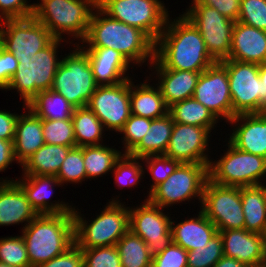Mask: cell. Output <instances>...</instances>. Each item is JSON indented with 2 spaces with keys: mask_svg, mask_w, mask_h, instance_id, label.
Instances as JSON below:
<instances>
[{
  "mask_svg": "<svg viewBox=\"0 0 266 267\" xmlns=\"http://www.w3.org/2000/svg\"><path fill=\"white\" fill-rule=\"evenodd\" d=\"M0 267H12V266H9L8 264H5L3 262H0Z\"/></svg>",
  "mask_w": 266,
  "mask_h": 267,
  "instance_id": "cell-55",
  "label": "cell"
},
{
  "mask_svg": "<svg viewBox=\"0 0 266 267\" xmlns=\"http://www.w3.org/2000/svg\"><path fill=\"white\" fill-rule=\"evenodd\" d=\"M32 15L33 4H27V0H0V21L24 19Z\"/></svg>",
  "mask_w": 266,
  "mask_h": 267,
  "instance_id": "cell-47",
  "label": "cell"
},
{
  "mask_svg": "<svg viewBox=\"0 0 266 267\" xmlns=\"http://www.w3.org/2000/svg\"><path fill=\"white\" fill-rule=\"evenodd\" d=\"M78 46L60 60L51 88L75 108L87 106L98 87L88 55Z\"/></svg>",
  "mask_w": 266,
  "mask_h": 267,
  "instance_id": "cell-8",
  "label": "cell"
},
{
  "mask_svg": "<svg viewBox=\"0 0 266 267\" xmlns=\"http://www.w3.org/2000/svg\"><path fill=\"white\" fill-rule=\"evenodd\" d=\"M121 152L105 145L83 146L86 179L96 178L114 169Z\"/></svg>",
  "mask_w": 266,
  "mask_h": 267,
  "instance_id": "cell-36",
  "label": "cell"
},
{
  "mask_svg": "<svg viewBox=\"0 0 266 267\" xmlns=\"http://www.w3.org/2000/svg\"><path fill=\"white\" fill-rule=\"evenodd\" d=\"M142 162H146L147 169L153 178V182L150 188V192L160 183L167 180V178L176 170L179 161L173 158L166 157L165 155H148L141 158Z\"/></svg>",
  "mask_w": 266,
  "mask_h": 267,
  "instance_id": "cell-45",
  "label": "cell"
},
{
  "mask_svg": "<svg viewBox=\"0 0 266 267\" xmlns=\"http://www.w3.org/2000/svg\"><path fill=\"white\" fill-rule=\"evenodd\" d=\"M228 151L216 162L209 163L208 179L232 187L261 185L266 176V159L236 148L228 141ZM261 179V180H259Z\"/></svg>",
  "mask_w": 266,
  "mask_h": 267,
  "instance_id": "cell-9",
  "label": "cell"
},
{
  "mask_svg": "<svg viewBox=\"0 0 266 267\" xmlns=\"http://www.w3.org/2000/svg\"><path fill=\"white\" fill-rule=\"evenodd\" d=\"M201 203V211L218 231L244 229L241 187L223 186L207 179Z\"/></svg>",
  "mask_w": 266,
  "mask_h": 267,
  "instance_id": "cell-12",
  "label": "cell"
},
{
  "mask_svg": "<svg viewBox=\"0 0 266 267\" xmlns=\"http://www.w3.org/2000/svg\"><path fill=\"white\" fill-rule=\"evenodd\" d=\"M87 107L104 128L119 132L131 116L130 79L116 85L98 86Z\"/></svg>",
  "mask_w": 266,
  "mask_h": 267,
  "instance_id": "cell-16",
  "label": "cell"
},
{
  "mask_svg": "<svg viewBox=\"0 0 266 267\" xmlns=\"http://www.w3.org/2000/svg\"><path fill=\"white\" fill-rule=\"evenodd\" d=\"M22 179L15 180V182L23 189L28 202L39 215L73 213L74 208L71 205L69 206L68 203L62 201L54 204L49 203L48 199L50 195L52 196L53 187L61 185L55 176L24 175Z\"/></svg>",
  "mask_w": 266,
  "mask_h": 267,
  "instance_id": "cell-22",
  "label": "cell"
},
{
  "mask_svg": "<svg viewBox=\"0 0 266 267\" xmlns=\"http://www.w3.org/2000/svg\"><path fill=\"white\" fill-rule=\"evenodd\" d=\"M173 126L174 121L169 113L163 117L152 119L150 129L129 155L138 158L148 155H164Z\"/></svg>",
  "mask_w": 266,
  "mask_h": 267,
  "instance_id": "cell-30",
  "label": "cell"
},
{
  "mask_svg": "<svg viewBox=\"0 0 266 267\" xmlns=\"http://www.w3.org/2000/svg\"><path fill=\"white\" fill-rule=\"evenodd\" d=\"M61 184L67 182L78 183L86 179V170L83 159V147H73L64 159L57 175Z\"/></svg>",
  "mask_w": 266,
  "mask_h": 267,
  "instance_id": "cell-40",
  "label": "cell"
},
{
  "mask_svg": "<svg viewBox=\"0 0 266 267\" xmlns=\"http://www.w3.org/2000/svg\"><path fill=\"white\" fill-rule=\"evenodd\" d=\"M161 209L163 208L149 200L144 201L140 207L129 208V230L146 242L152 256L162 252L173 242L172 219Z\"/></svg>",
  "mask_w": 266,
  "mask_h": 267,
  "instance_id": "cell-15",
  "label": "cell"
},
{
  "mask_svg": "<svg viewBox=\"0 0 266 267\" xmlns=\"http://www.w3.org/2000/svg\"><path fill=\"white\" fill-rule=\"evenodd\" d=\"M37 267H83V253L75 243L64 253Z\"/></svg>",
  "mask_w": 266,
  "mask_h": 267,
  "instance_id": "cell-48",
  "label": "cell"
},
{
  "mask_svg": "<svg viewBox=\"0 0 266 267\" xmlns=\"http://www.w3.org/2000/svg\"><path fill=\"white\" fill-rule=\"evenodd\" d=\"M0 262L12 267H30L26 245L22 236L0 239Z\"/></svg>",
  "mask_w": 266,
  "mask_h": 267,
  "instance_id": "cell-41",
  "label": "cell"
},
{
  "mask_svg": "<svg viewBox=\"0 0 266 267\" xmlns=\"http://www.w3.org/2000/svg\"><path fill=\"white\" fill-rule=\"evenodd\" d=\"M80 47L89 58V62L98 86L116 85L130 79L126 75L130 62L120 52L112 48Z\"/></svg>",
  "mask_w": 266,
  "mask_h": 267,
  "instance_id": "cell-20",
  "label": "cell"
},
{
  "mask_svg": "<svg viewBox=\"0 0 266 267\" xmlns=\"http://www.w3.org/2000/svg\"><path fill=\"white\" fill-rule=\"evenodd\" d=\"M152 267H187V251L172 242L162 252L152 256Z\"/></svg>",
  "mask_w": 266,
  "mask_h": 267,
  "instance_id": "cell-46",
  "label": "cell"
},
{
  "mask_svg": "<svg viewBox=\"0 0 266 267\" xmlns=\"http://www.w3.org/2000/svg\"><path fill=\"white\" fill-rule=\"evenodd\" d=\"M197 216L196 218L185 219L176 226L171 221L173 243L181 246L186 251L206 246L208 241L218 234L217 227L202 211Z\"/></svg>",
  "mask_w": 266,
  "mask_h": 267,
  "instance_id": "cell-27",
  "label": "cell"
},
{
  "mask_svg": "<svg viewBox=\"0 0 266 267\" xmlns=\"http://www.w3.org/2000/svg\"><path fill=\"white\" fill-rule=\"evenodd\" d=\"M239 121L242 124L233 129L229 141L239 150L266 159V112L236 115L229 122Z\"/></svg>",
  "mask_w": 266,
  "mask_h": 267,
  "instance_id": "cell-21",
  "label": "cell"
},
{
  "mask_svg": "<svg viewBox=\"0 0 266 267\" xmlns=\"http://www.w3.org/2000/svg\"><path fill=\"white\" fill-rule=\"evenodd\" d=\"M0 22V44L17 59L31 58L55 39L33 16L24 19H5Z\"/></svg>",
  "mask_w": 266,
  "mask_h": 267,
  "instance_id": "cell-14",
  "label": "cell"
},
{
  "mask_svg": "<svg viewBox=\"0 0 266 267\" xmlns=\"http://www.w3.org/2000/svg\"><path fill=\"white\" fill-rule=\"evenodd\" d=\"M141 158L130 156L129 154H122L114 165L115 182L118 187L128 186L132 187L139 183L142 174L144 173L143 166L139 163Z\"/></svg>",
  "mask_w": 266,
  "mask_h": 267,
  "instance_id": "cell-39",
  "label": "cell"
},
{
  "mask_svg": "<svg viewBox=\"0 0 266 267\" xmlns=\"http://www.w3.org/2000/svg\"><path fill=\"white\" fill-rule=\"evenodd\" d=\"M193 97L217 119L220 116L228 122L233 119L228 73L220 62L201 72Z\"/></svg>",
  "mask_w": 266,
  "mask_h": 267,
  "instance_id": "cell-17",
  "label": "cell"
},
{
  "mask_svg": "<svg viewBox=\"0 0 266 267\" xmlns=\"http://www.w3.org/2000/svg\"><path fill=\"white\" fill-rule=\"evenodd\" d=\"M97 5L117 21L143 31L154 43L169 17L159 0H97Z\"/></svg>",
  "mask_w": 266,
  "mask_h": 267,
  "instance_id": "cell-10",
  "label": "cell"
},
{
  "mask_svg": "<svg viewBox=\"0 0 266 267\" xmlns=\"http://www.w3.org/2000/svg\"><path fill=\"white\" fill-rule=\"evenodd\" d=\"M241 203L246 229L249 232L266 233V185L241 187Z\"/></svg>",
  "mask_w": 266,
  "mask_h": 267,
  "instance_id": "cell-29",
  "label": "cell"
},
{
  "mask_svg": "<svg viewBox=\"0 0 266 267\" xmlns=\"http://www.w3.org/2000/svg\"><path fill=\"white\" fill-rule=\"evenodd\" d=\"M19 115L0 110V139L13 141Z\"/></svg>",
  "mask_w": 266,
  "mask_h": 267,
  "instance_id": "cell-51",
  "label": "cell"
},
{
  "mask_svg": "<svg viewBox=\"0 0 266 267\" xmlns=\"http://www.w3.org/2000/svg\"><path fill=\"white\" fill-rule=\"evenodd\" d=\"M97 0H41L33 4V17L41 22L55 37L62 34L83 40Z\"/></svg>",
  "mask_w": 266,
  "mask_h": 267,
  "instance_id": "cell-4",
  "label": "cell"
},
{
  "mask_svg": "<svg viewBox=\"0 0 266 267\" xmlns=\"http://www.w3.org/2000/svg\"><path fill=\"white\" fill-rule=\"evenodd\" d=\"M92 12L86 37L82 43L89 47L112 48L133 64H141L155 58V43L141 30L117 21L98 5Z\"/></svg>",
  "mask_w": 266,
  "mask_h": 267,
  "instance_id": "cell-2",
  "label": "cell"
},
{
  "mask_svg": "<svg viewBox=\"0 0 266 267\" xmlns=\"http://www.w3.org/2000/svg\"><path fill=\"white\" fill-rule=\"evenodd\" d=\"M38 215L14 180L0 182V226L26 222V227Z\"/></svg>",
  "mask_w": 266,
  "mask_h": 267,
  "instance_id": "cell-24",
  "label": "cell"
},
{
  "mask_svg": "<svg viewBox=\"0 0 266 267\" xmlns=\"http://www.w3.org/2000/svg\"><path fill=\"white\" fill-rule=\"evenodd\" d=\"M259 78L266 84V61L258 64Z\"/></svg>",
  "mask_w": 266,
  "mask_h": 267,
  "instance_id": "cell-54",
  "label": "cell"
},
{
  "mask_svg": "<svg viewBox=\"0 0 266 267\" xmlns=\"http://www.w3.org/2000/svg\"><path fill=\"white\" fill-rule=\"evenodd\" d=\"M264 236H265V248H266V233H265V235H264Z\"/></svg>",
  "mask_w": 266,
  "mask_h": 267,
  "instance_id": "cell-56",
  "label": "cell"
},
{
  "mask_svg": "<svg viewBox=\"0 0 266 267\" xmlns=\"http://www.w3.org/2000/svg\"><path fill=\"white\" fill-rule=\"evenodd\" d=\"M157 69L159 88L166 105L193 97L201 72L166 69L156 58L151 65ZM159 74V75H158Z\"/></svg>",
  "mask_w": 266,
  "mask_h": 267,
  "instance_id": "cell-25",
  "label": "cell"
},
{
  "mask_svg": "<svg viewBox=\"0 0 266 267\" xmlns=\"http://www.w3.org/2000/svg\"><path fill=\"white\" fill-rule=\"evenodd\" d=\"M121 204L112 199L88 225L74 208V243L81 249L116 245L129 230V207Z\"/></svg>",
  "mask_w": 266,
  "mask_h": 267,
  "instance_id": "cell-5",
  "label": "cell"
},
{
  "mask_svg": "<svg viewBox=\"0 0 266 267\" xmlns=\"http://www.w3.org/2000/svg\"><path fill=\"white\" fill-rule=\"evenodd\" d=\"M147 83L134 86L130 78L131 114L151 120L165 116L169 107L164 101L160 88L157 86L156 89Z\"/></svg>",
  "mask_w": 266,
  "mask_h": 267,
  "instance_id": "cell-28",
  "label": "cell"
},
{
  "mask_svg": "<svg viewBox=\"0 0 266 267\" xmlns=\"http://www.w3.org/2000/svg\"><path fill=\"white\" fill-rule=\"evenodd\" d=\"M151 121V119L131 114L119 131L124 134L122 142L125 145V154H129L141 142L150 129Z\"/></svg>",
  "mask_w": 266,
  "mask_h": 267,
  "instance_id": "cell-43",
  "label": "cell"
},
{
  "mask_svg": "<svg viewBox=\"0 0 266 267\" xmlns=\"http://www.w3.org/2000/svg\"><path fill=\"white\" fill-rule=\"evenodd\" d=\"M183 15L199 30L210 56L220 62L229 57L235 21L217 9L204 4H191Z\"/></svg>",
  "mask_w": 266,
  "mask_h": 267,
  "instance_id": "cell-13",
  "label": "cell"
},
{
  "mask_svg": "<svg viewBox=\"0 0 266 267\" xmlns=\"http://www.w3.org/2000/svg\"><path fill=\"white\" fill-rule=\"evenodd\" d=\"M237 21L266 31V0H240Z\"/></svg>",
  "mask_w": 266,
  "mask_h": 267,
  "instance_id": "cell-44",
  "label": "cell"
},
{
  "mask_svg": "<svg viewBox=\"0 0 266 267\" xmlns=\"http://www.w3.org/2000/svg\"><path fill=\"white\" fill-rule=\"evenodd\" d=\"M121 267H152V255L146 242L128 230L116 243Z\"/></svg>",
  "mask_w": 266,
  "mask_h": 267,
  "instance_id": "cell-35",
  "label": "cell"
},
{
  "mask_svg": "<svg viewBox=\"0 0 266 267\" xmlns=\"http://www.w3.org/2000/svg\"><path fill=\"white\" fill-rule=\"evenodd\" d=\"M155 58L166 68L202 72L216 63L199 30L184 15L169 18L155 43Z\"/></svg>",
  "mask_w": 266,
  "mask_h": 267,
  "instance_id": "cell-1",
  "label": "cell"
},
{
  "mask_svg": "<svg viewBox=\"0 0 266 267\" xmlns=\"http://www.w3.org/2000/svg\"><path fill=\"white\" fill-rule=\"evenodd\" d=\"M72 148L57 144H44L21 165L24 175L56 176Z\"/></svg>",
  "mask_w": 266,
  "mask_h": 267,
  "instance_id": "cell-31",
  "label": "cell"
},
{
  "mask_svg": "<svg viewBox=\"0 0 266 267\" xmlns=\"http://www.w3.org/2000/svg\"><path fill=\"white\" fill-rule=\"evenodd\" d=\"M211 130L205 127L174 123L165 156L180 163H197L209 166L205 150Z\"/></svg>",
  "mask_w": 266,
  "mask_h": 267,
  "instance_id": "cell-18",
  "label": "cell"
},
{
  "mask_svg": "<svg viewBox=\"0 0 266 267\" xmlns=\"http://www.w3.org/2000/svg\"><path fill=\"white\" fill-rule=\"evenodd\" d=\"M18 59L0 44V89H6L18 67Z\"/></svg>",
  "mask_w": 266,
  "mask_h": 267,
  "instance_id": "cell-49",
  "label": "cell"
},
{
  "mask_svg": "<svg viewBox=\"0 0 266 267\" xmlns=\"http://www.w3.org/2000/svg\"><path fill=\"white\" fill-rule=\"evenodd\" d=\"M233 106V118L240 114L266 112V84L259 78L256 63L225 59Z\"/></svg>",
  "mask_w": 266,
  "mask_h": 267,
  "instance_id": "cell-7",
  "label": "cell"
},
{
  "mask_svg": "<svg viewBox=\"0 0 266 267\" xmlns=\"http://www.w3.org/2000/svg\"><path fill=\"white\" fill-rule=\"evenodd\" d=\"M223 256L222 238L218 233L206 246L187 251V267H213Z\"/></svg>",
  "mask_w": 266,
  "mask_h": 267,
  "instance_id": "cell-37",
  "label": "cell"
},
{
  "mask_svg": "<svg viewBox=\"0 0 266 267\" xmlns=\"http://www.w3.org/2000/svg\"><path fill=\"white\" fill-rule=\"evenodd\" d=\"M193 4H204L217 9L230 20L237 21L240 11V0H193Z\"/></svg>",
  "mask_w": 266,
  "mask_h": 267,
  "instance_id": "cell-50",
  "label": "cell"
},
{
  "mask_svg": "<svg viewBox=\"0 0 266 267\" xmlns=\"http://www.w3.org/2000/svg\"><path fill=\"white\" fill-rule=\"evenodd\" d=\"M22 232L30 267H37L74 244L73 213L38 215Z\"/></svg>",
  "mask_w": 266,
  "mask_h": 267,
  "instance_id": "cell-3",
  "label": "cell"
},
{
  "mask_svg": "<svg viewBox=\"0 0 266 267\" xmlns=\"http://www.w3.org/2000/svg\"><path fill=\"white\" fill-rule=\"evenodd\" d=\"M83 267H121V260L115 245L81 249Z\"/></svg>",
  "mask_w": 266,
  "mask_h": 267,
  "instance_id": "cell-42",
  "label": "cell"
},
{
  "mask_svg": "<svg viewBox=\"0 0 266 267\" xmlns=\"http://www.w3.org/2000/svg\"><path fill=\"white\" fill-rule=\"evenodd\" d=\"M224 256L234 258L248 267L266 264L265 236L246 229L218 231Z\"/></svg>",
  "mask_w": 266,
  "mask_h": 267,
  "instance_id": "cell-19",
  "label": "cell"
},
{
  "mask_svg": "<svg viewBox=\"0 0 266 267\" xmlns=\"http://www.w3.org/2000/svg\"><path fill=\"white\" fill-rule=\"evenodd\" d=\"M168 113L174 123L205 127L210 130L217 123V118L194 97L173 103Z\"/></svg>",
  "mask_w": 266,
  "mask_h": 267,
  "instance_id": "cell-33",
  "label": "cell"
},
{
  "mask_svg": "<svg viewBox=\"0 0 266 267\" xmlns=\"http://www.w3.org/2000/svg\"><path fill=\"white\" fill-rule=\"evenodd\" d=\"M208 179V166L197 163H180L176 170L157 185L146 200L161 208L198 197L202 202L204 185ZM177 202V203H176Z\"/></svg>",
  "mask_w": 266,
  "mask_h": 267,
  "instance_id": "cell-11",
  "label": "cell"
},
{
  "mask_svg": "<svg viewBox=\"0 0 266 267\" xmlns=\"http://www.w3.org/2000/svg\"><path fill=\"white\" fill-rule=\"evenodd\" d=\"M13 161H16L13 141L0 139V172L4 171Z\"/></svg>",
  "mask_w": 266,
  "mask_h": 267,
  "instance_id": "cell-52",
  "label": "cell"
},
{
  "mask_svg": "<svg viewBox=\"0 0 266 267\" xmlns=\"http://www.w3.org/2000/svg\"><path fill=\"white\" fill-rule=\"evenodd\" d=\"M27 109L28 113L18 117L13 139L14 156L20 165L45 144L42 119Z\"/></svg>",
  "mask_w": 266,
  "mask_h": 267,
  "instance_id": "cell-26",
  "label": "cell"
},
{
  "mask_svg": "<svg viewBox=\"0 0 266 267\" xmlns=\"http://www.w3.org/2000/svg\"><path fill=\"white\" fill-rule=\"evenodd\" d=\"M71 119L74 126L75 147L100 145L104 126L87 106L75 108Z\"/></svg>",
  "mask_w": 266,
  "mask_h": 267,
  "instance_id": "cell-34",
  "label": "cell"
},
{
  "mask_svg": "<svg viewBox=\"0 0 266 267\" xmlns=\"http://www.w3.org/2000/svg\"><path fill=\"white\" fill-rule=\"evenodd\" d=\"M45 144L75 147V134L72 120L42 119Z\"/></svg>",
  "mask_w": 266,
  "mask_h": 267,
  "instance_id": "cell-38",
  "label": "cell"
},
{
  "mask_svg": "<svg viewBox=\"0 0 266 267\" xmlns=\"http://www.w3.org/2000/svg\"><path fill=\"white\" fill-rule=\"evenodd\" d=\"M227 59L260 64L266 61V31L236 21Z\"/></svg>",
  "mask_w": 266,
  "mask_h": 267,
  "instance_id": "cell-23",
  "label": "cell"
},
{
  "mask_svg": "<svg viewBox=\"0 0 266 267\" xmlns=\"http://www.w3.org/2000/svg\"><path fill=\"white\" fill-rule=\"evenodd\" d=\"M41 119L72 120L75 107L72 106L61 94L52 89L39 92L28 104Z\"/></svg>",
  "mask_w": 266,
  "mask_h": 267,
  "instance_id": "cell-32",
  "label": "cell"
},
{
  "mask_svg": "<svg viewBox=\"0 0 266 267\" xmlns=\"http://www.w3.org/2000/svg\"><path fill=\"white\" fill-rule=\"evenodd\" d=\"M213 267H248L240 261L223 256Z\"/></svg>",
  "mask_w": 266,
  "mask_h": 267,
  "instance_id": "cell-53",
  "label": "cell"
},
{
  "mask_svg": "<svg viewBox=\"0 0 266 267\" xmlns=\"http://www.w3.org/2000/svg\"><path fill=\"white\" fill-rule=\"evenodd\" d=\"M61 41L62 39L55 38L47 47L38 51L31 58L18 59L17 70L6 89H17L25 106L39 92L52 88L54 76L61 62L56 55Z\"/></svg>",
  "mask_w": 266,
  "mask_h": 267,
  "instance_id": "cell-6",
  "label": "cell"
}]
</instances>
